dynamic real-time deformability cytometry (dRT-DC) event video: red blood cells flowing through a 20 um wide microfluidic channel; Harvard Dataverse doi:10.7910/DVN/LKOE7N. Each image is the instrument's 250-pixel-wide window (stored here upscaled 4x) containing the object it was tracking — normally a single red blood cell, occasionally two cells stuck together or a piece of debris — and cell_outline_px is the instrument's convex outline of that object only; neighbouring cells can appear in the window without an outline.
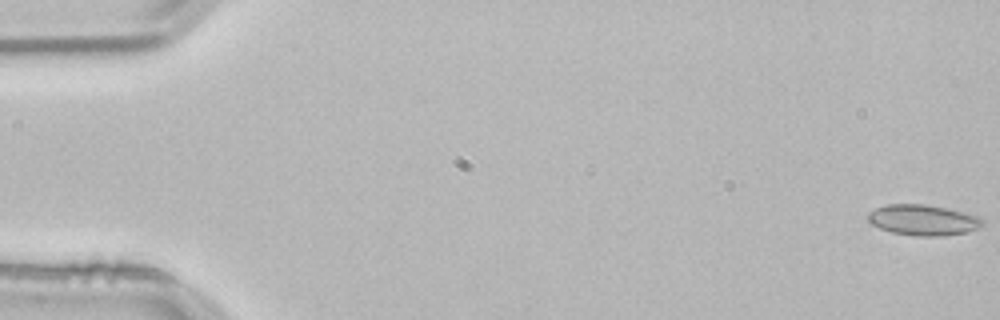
{"species": "common noctule bat (a hibernating species)", "species_latin": "Nyctalus noctula", "temperature_condition": "room temperature", "stored_images_in_passage": 54, "camera_frame_rate_fps": 3000, "um_per_image_px": 0.085, "animal": {"sex": "male", "body_mass_g": 21.5, "forearm_length_mm": 52.0}, "frame": {"image": 1, "passage_image": 1, "time_ms": 0.0, "image_size_px": [1000, 320], "cell_outline_px": [[984, 224], [968, 232], [940, 236], [916, 236], [892, 232], [880, 228], [872, 224], [864, 216], [868, 212], [876, 208], [888, 204], [924, 204], [948, 208], [980, 216], [984, 220]], "centroid_in_image_um": [78.46, 18.69], "position_along_channel_um": 6.5, "area_um2": 20.63}}
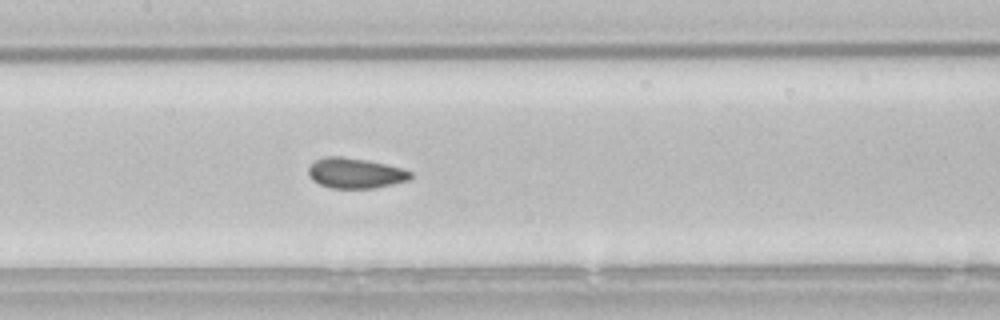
{"frame": {"image": 2, "passage_image": 26, "time_ms": 8.333, "image_size_px": [1000, 320], "cell_outline_px": [[412, 176], [408, 180], [392, 184], [372, 188], [332, 188], [320, 184], [312, 180], [308, 176], [308, 168], [316, 160], [328, 156], [340, 156], [368, 160], [400, 168], [412, 172]], "centroid_in_image_um": [30.17, 14.71], "position_along_channel_um": 177.2, "area_um2": 17.86}}
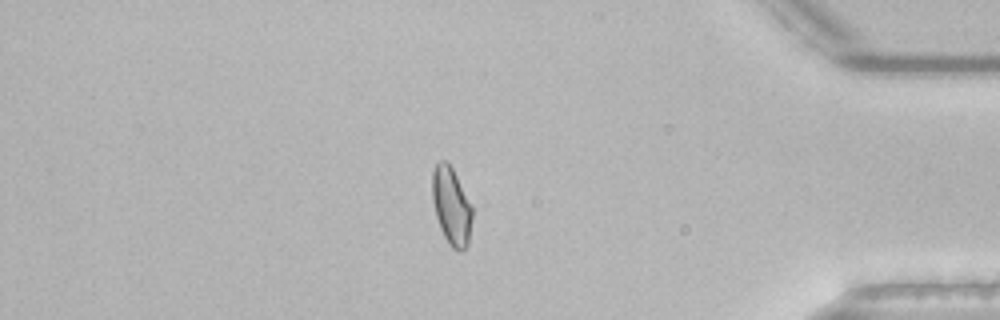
{"frame": {"image": 3, "passage_image": 46, "time_ms": 15.0, "image_size_px": [1000, 320], "cell_outline_px": [[472, 220], [468, 244], [460, 252], [452, 248], [448, 244], [440, 228], [436, 216], [432, 200], [432, 172], [436, 164], [440, 160], [444, 160], [452, 168], [472, 204]], "centroid_in_image_um": [38.37, 17.53], "position_along_channel_um": 396.8, "area_um2": 18.15}, "authors_computed_cell_mechanics": {"area_um2": 18.4382, "velocity_mm_per_s": 3.8134, "shape_relaxation_time_tau1_ms": 7.2295, "shape_relaxation_time_tau2_ms": 1.2437, "deformation_change_tau1": 0.1179, "deformation_change_tau2": 0.0586}}